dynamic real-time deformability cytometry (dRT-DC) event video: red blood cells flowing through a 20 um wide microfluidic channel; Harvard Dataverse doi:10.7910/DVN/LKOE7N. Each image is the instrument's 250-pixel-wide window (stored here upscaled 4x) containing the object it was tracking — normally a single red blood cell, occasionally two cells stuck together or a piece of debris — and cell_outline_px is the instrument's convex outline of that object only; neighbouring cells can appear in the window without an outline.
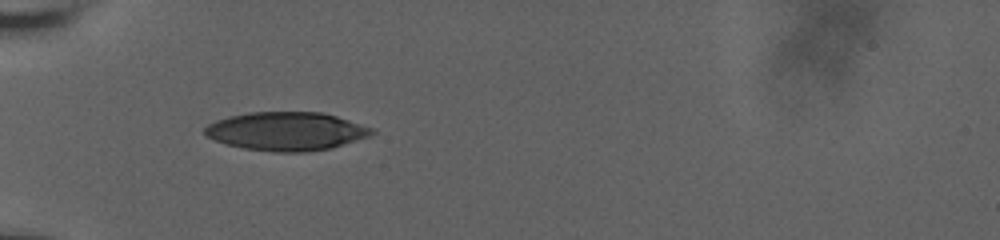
{"species": "human", "species_latin": "Homo sapiens", "temperature_condition": "room temperature", "stored_images_in_passage": 2, "camera_frame_rate_fps": 3000, "um_per_image_px": 0.085, "donor": {"sex": "male"}, "frame": {"image": 1, "passage_image": 1, "time_ms": 0.0, "image_size_px": [1000, 240], "cell_outline_px": [[376, 132], [368, 136], [332, 148], [304, 152], [272, 152], [244, 148], [228, 144], [204, 136], [204, 128], [208, 124], [216, 120], [228, 116], [248, 112], [324, 112], [376, 128]], "centroid_in_image_um": [24.36, 11.15], "position_along_channel_um": 60.6, "area_um2": 37.69}}